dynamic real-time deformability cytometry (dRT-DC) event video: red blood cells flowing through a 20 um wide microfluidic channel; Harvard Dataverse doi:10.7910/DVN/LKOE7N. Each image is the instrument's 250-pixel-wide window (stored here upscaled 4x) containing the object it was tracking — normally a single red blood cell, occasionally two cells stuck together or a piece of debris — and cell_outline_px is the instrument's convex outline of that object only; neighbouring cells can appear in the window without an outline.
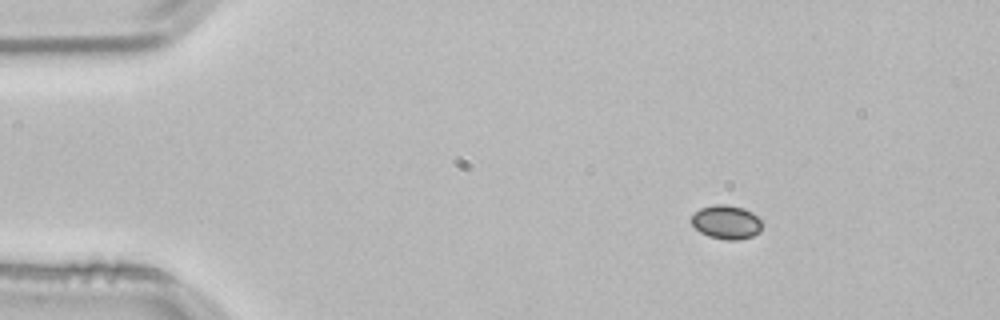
{"species": "common noctule bat (a hibernating species)", "species_latin": "Nyctalus noctula", "temperature_condition": "room temperature", "stored_images_in_passage": 3, "camera_frame_rate_fps": 3000, "um_per_image_px": 0.085, "animal": {"sex": "male", "body_mass_g": 21.5, "forearm_length_mm": 52.0}, "frame": {"image": 1, "passage_image": 1, "time_ms": 0.0, "image_size_px": [1000, 320], "cell_outline_px": [[764, 224], [760, 232], [752, 236], [736, 240], [728, 240], [708, 236], [700, 232], [692, 224], [692, 216], [700, 208], [712, 204], [724, 204], [744, 208], [752, 212]], "centroid_in_image_um": [61.76, 18.87], "position_along_channel_um": 23.2, "area_um2": 13.99}}
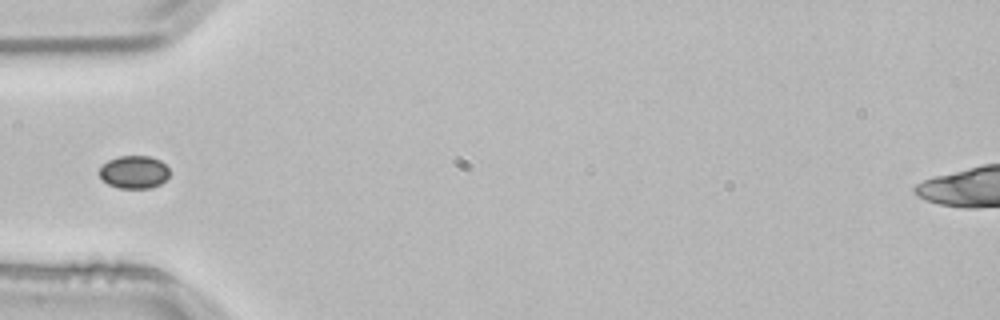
{"frame": {"image": 2, "passage_image": 3, "time_ms": 0.667, "image_size_px": [1000, 320], "cell_outline_px": [[168, 176], [160, 184], [152, 188], [120, 188], [108, 184], [96, 172], [108, 160], [120, 156], [148, 156], [160, 160], [168, 168]], "centroid_in_image_um": [11.37, 14.63], "position_along_channel_um": 73.6, "area_um2": 13.35}}